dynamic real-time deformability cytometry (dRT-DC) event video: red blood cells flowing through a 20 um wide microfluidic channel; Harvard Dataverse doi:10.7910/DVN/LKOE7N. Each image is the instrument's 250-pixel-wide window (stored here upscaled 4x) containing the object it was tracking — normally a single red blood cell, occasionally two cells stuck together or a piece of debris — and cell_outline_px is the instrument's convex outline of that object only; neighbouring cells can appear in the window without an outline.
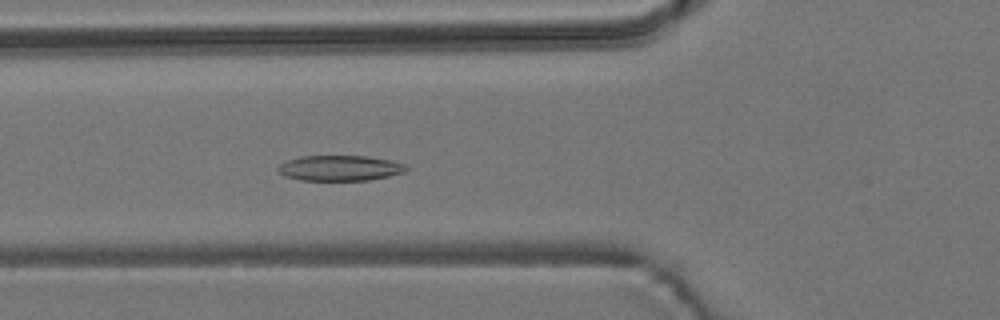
{"species": "common noctule bat (a hibernating species)", "species_latin": "Nyctalus noctula", "temperature_condition": "room temperature", "stored_images_in_passage": 6, "camera_frame_rate_fps": 3000, "um_per_image_px": 0.085, "animal": {"sex": "male", "body_mass_g": 19.2, "forearm_length_mm": 51.8}, "frame": {"image": 1, "passage_image": 6, "time_ms": 6.0, "image_size_px": [1000, 320], "cell_outline_px": [[408, 168], [404, 172], [388, 176], [368, 180], [300, 180], [284, 176], [276, 168], [280, 164], [288, 160], [300, 156], [368, 156], [392, 160], [404, 164]], "centroid_in_image_um": [28.88, 14.28], "position_along_channel_um": 96.9, "area_um2": 18.96}}